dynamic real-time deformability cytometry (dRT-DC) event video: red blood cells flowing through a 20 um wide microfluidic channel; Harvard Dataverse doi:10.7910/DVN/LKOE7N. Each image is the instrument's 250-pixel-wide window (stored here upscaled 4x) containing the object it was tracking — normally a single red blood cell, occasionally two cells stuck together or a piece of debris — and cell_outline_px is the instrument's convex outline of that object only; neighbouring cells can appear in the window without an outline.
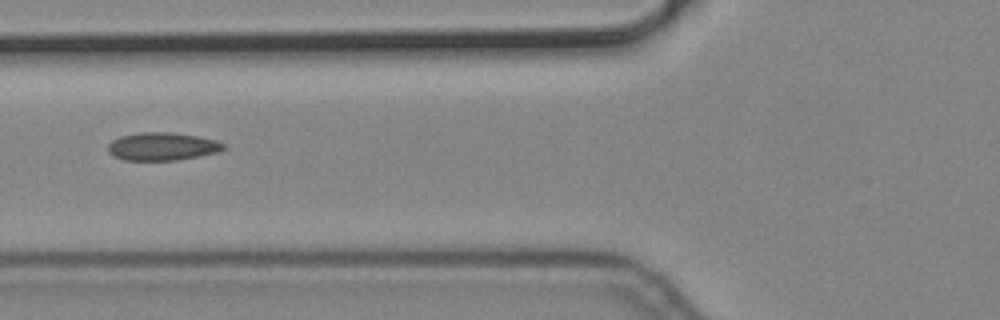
{"species": "common noctule bat (a hibernating species)", "species_latin": "Nyctalus noctula", "temperature_condition": "cold", "stored_images_in_passage": 4, "camera_frame_rate_fps": 3000, "um_per_image_px": 0.085, "animal": {"sex": "male", "body_mass_g": 19.2, "forearm_length_mm": 51.8}, "frame": {"image": 1, "passage_image": 2, "time_ms": 0.333, "image_size_px": [1000, 320], "cell_outline_px": [[228, 148], [220, 152], [176, 160], [124, 160], [112, 156], [108, 152], [108, 144], [112, 140], [120, 136], [140, 132], [172, 132], [196, 136], [216, 140], [228, 144]], "centroid_in_image_um": [13.83, 12.45], "position_along_channel_um": 112.0, "area_um2": 19.07}}
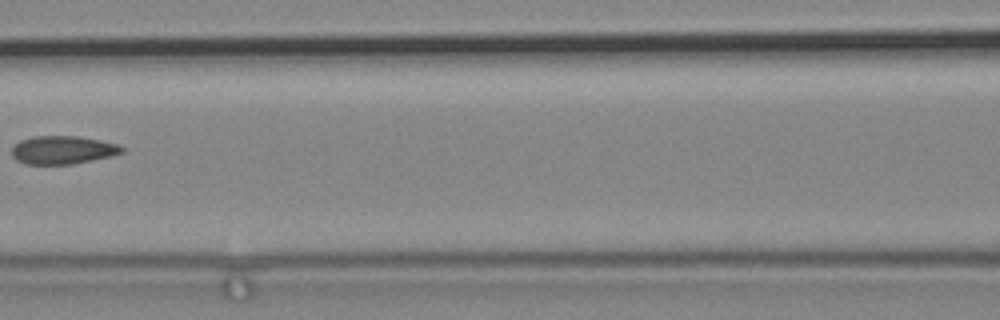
{"frame": {"image": 2, "passage_image": 3, "time_ms": 0.667, "image_size_px": [1000, 320], "cell_outline_px": [[124, 152], [112, 156], [72, 164], [24, 164], [16, 160], [12, 156], [12, 148], [20, 140], [32, 136], [76, 136], [100, 140], [120, 144], [124, 148]], "centroid_in_image_um": [5.34, 12.74], "position_along_channel_um": 161.3, "area_um2": 18.21}}
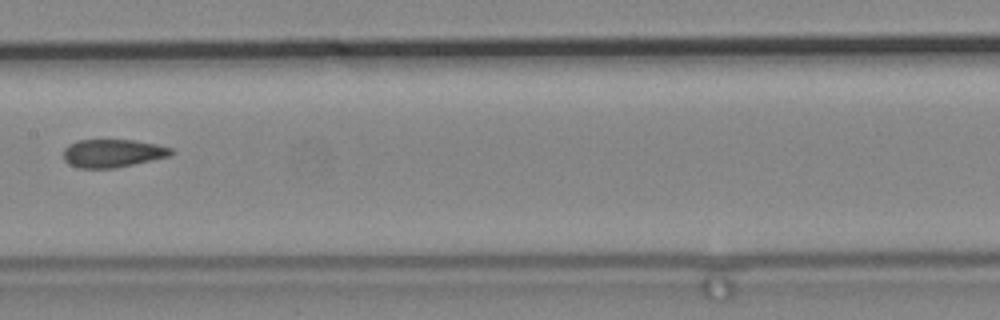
{"frame": {"image": 3, "passage_image": 4, "time_ms": 1.0, "image_size_px": [1000, 320], "cell_outline_px": [[176, 152], [168, 156], [116, 168], [80, 168], [68, 164], [64, 160], [64, 148], [68, 144], [76, 140], [136, 140], [156, 144], [172, 148]], "centroid_in_image_um": [9.56, 13.02], "position_along_channel_um": 197.8, "area_um2": 17.69}}